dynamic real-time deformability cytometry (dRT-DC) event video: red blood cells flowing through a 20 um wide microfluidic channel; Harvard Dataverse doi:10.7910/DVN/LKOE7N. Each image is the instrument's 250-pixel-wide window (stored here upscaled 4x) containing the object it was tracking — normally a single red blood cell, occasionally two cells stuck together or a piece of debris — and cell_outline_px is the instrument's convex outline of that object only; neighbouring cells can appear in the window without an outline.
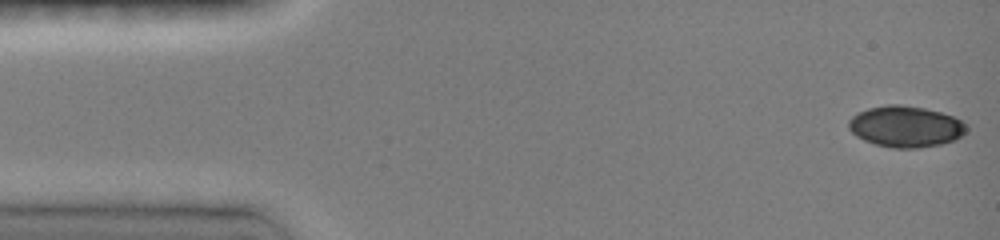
{"species": "common noctule bat (a hibernating species)", "species_latin": "Nyctalus noctula", "temperature_condition": "room temperature", "stored_images_in_passage": 10, "camera_frame_rate_fps": 3000, "um_per_image_px": 0.085, "animal": {"sex": "female", "body_mass_g": 19.0, "forearm_length_mm": 51.5}, "frame": {"image": 1, "passage_image": 1, "time_ms": 0.0, "image_size_px": [1000, 240], "cell_outline_px": [[968, 128], [960, 136], [952, 140], [940, 144], [916, 148], [892, 148], [876, 144], [864, 140], [856, 136], [848, 128], [848, 120], [856, 112], [868, 108], [884, 104], [900, 104], [924, 108], [940, 112], [952, 116], [960, 120]], "centroid_in_image_um": [76.91, 10.74], "position_along_channel_um": 8.1, "area_um2": 28.21}}
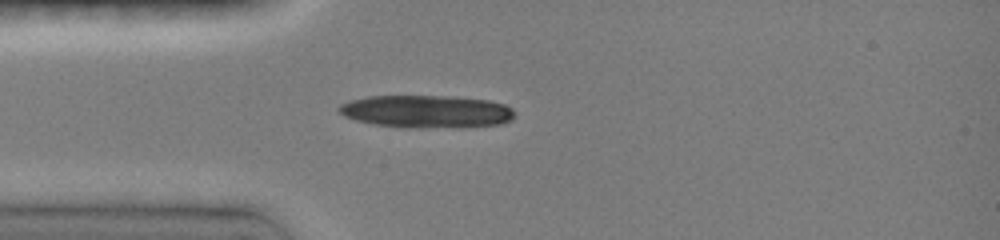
{"frame": {"image": 2, "passage_image": 9, "time_ms": 3.667, "image_size_px": [1000, 240], "cell_outline_px": [[512, 120], [500, 124], [408, 128], [376, 124], [356, 120], [344, 116], [336, 108], [340, 104], [348, 100], [368, 96], [448, 96], [488, 100], [504, 104], [512, 108]], "centroid_in_image_um": [36.17, 9.45], "position_along_channel_um": 48.8, "area_um2": 32.95}}